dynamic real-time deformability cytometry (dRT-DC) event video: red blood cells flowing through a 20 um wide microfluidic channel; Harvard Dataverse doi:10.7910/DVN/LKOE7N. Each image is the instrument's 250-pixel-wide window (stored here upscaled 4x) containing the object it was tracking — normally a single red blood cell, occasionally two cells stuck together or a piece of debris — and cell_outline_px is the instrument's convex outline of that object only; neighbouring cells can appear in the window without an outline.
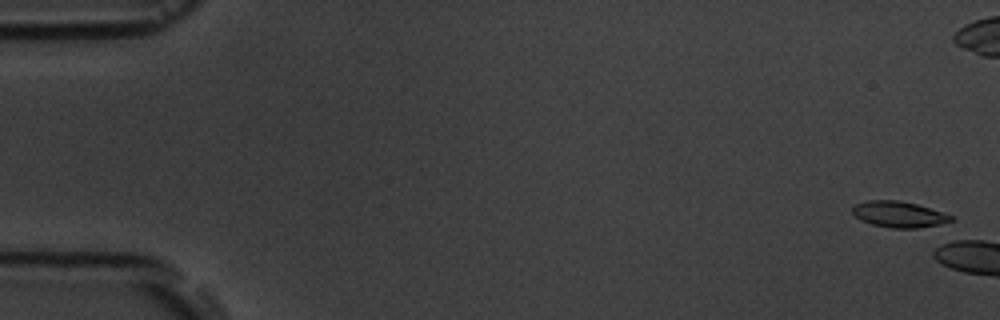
{"species": "common noctule bat (a hibernating species)", "species_latin": "Nyctalus noctula", "temperature_condition": "room temperature", "stored_images_in_passage": 3, "camera_frame_rate_fps": 3000, "um_per_image_px": 0.085, "animal": {"sex": "male", "body_mass_g": 19.5, "forearm_length_mm": 54.6}, "frame": {"image": 1, "passage_image": 1, "time_ms": 0.0, "image_size_px": [1000, 320], "cell_outline_px": [[956, 220], [940, 224], [916, 228], [888, 228], [872, 224], [860, 220], [852, 212], [852, 208], [856, 204], [868, 200], [900, 200], [916, 204], [952, 216]], "centroid_in_image_um": [76.38, 18.22], "position_along_channel_um": 8.6, "area_um2": 14.85}}